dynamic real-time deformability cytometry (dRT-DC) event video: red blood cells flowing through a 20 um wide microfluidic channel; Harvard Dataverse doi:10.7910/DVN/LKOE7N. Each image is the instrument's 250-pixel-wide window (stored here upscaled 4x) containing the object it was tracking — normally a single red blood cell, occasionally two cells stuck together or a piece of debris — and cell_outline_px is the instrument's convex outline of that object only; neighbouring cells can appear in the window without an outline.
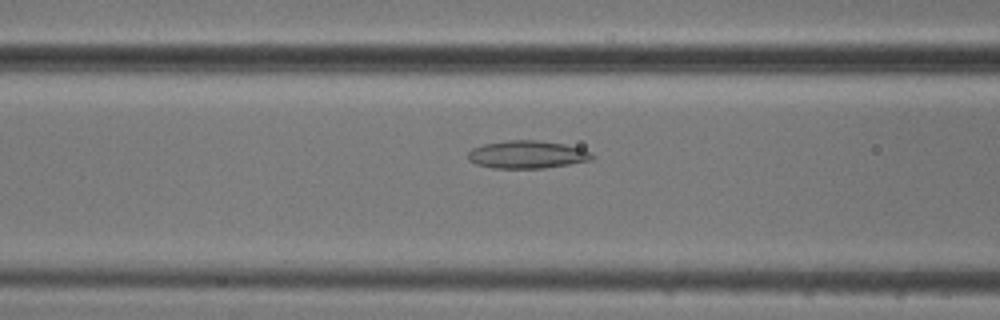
{"species": "common noctule bat (a hibernating species)", "species_latin": "Nyctalus noctula", "temperature_condition": "cold", "stored_images_in_passage": 45, "camera_frame_rate_fps": 3000, "um_per_image_px": 0.085, "animal": {"sex": "male", "body_mass_g": 20.5, "forearm_length_mm": 52.5}, "frame": {"image": 1, "passage_image": 13, "time_ms": 4.0, "image_size_px": [1000, 320], "cell_outline_px": [[596, 156], [592, 160], [544, 168], [492, 168], [476, 164], [468, 160], [468, 152], [472, 148], [484, 144], [508, 140], [536, 140], [564, 144], [580, 148], [592, 152]], "centroid_in_image_um": [44.81, 13.14], "position_along_channel_um": 121.8, "area_um2": 20.11}}
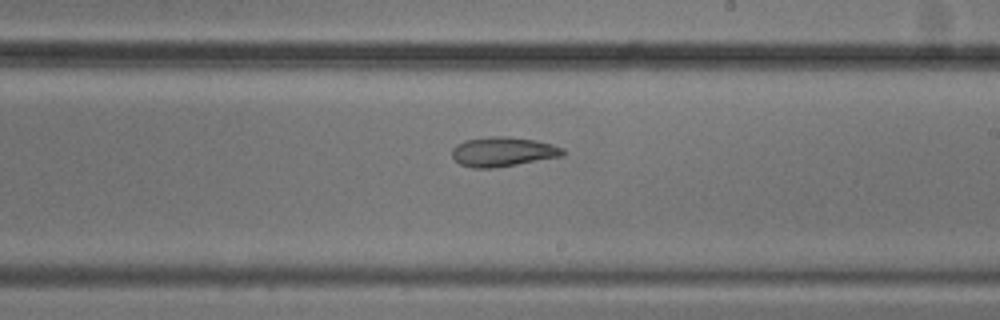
{"frame": {"image": 2, "passage_image": 23, "time_ms": 7.333, "image_size_px": [1000, 320], "cell_outline_px": [[564, 156], [496, 168], [472, 168], [460, 164], [452, 156], [452, 148], [456, 144], [464, 140], [492, 136], [508, 136], [536, 140], [552, 144], [564, 148]], "centroid_in_image_um": [42.75, 12.9], "position_along_channel_um": 246.2, "area_um2": 19.31}}
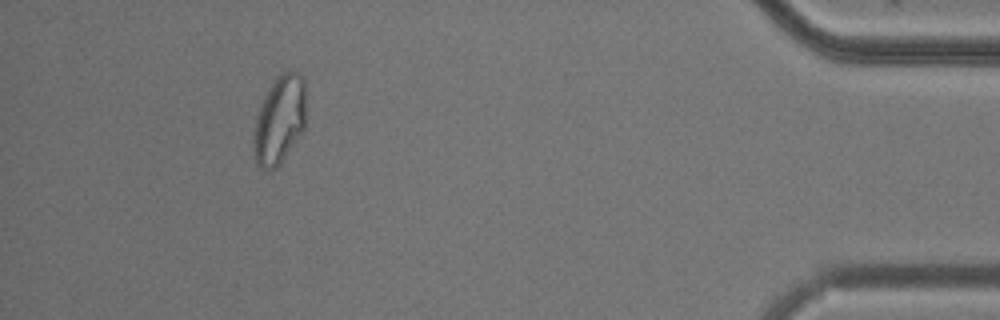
{"frame": {"image": 3, "passage_image": 41, "time_ms": 13.333, "image_size_px": [1000, 320], "cell_outline_px": [[304, 132], [280, 164], [276, 168], [260, 168], [256, 164], [252, 148], [252, 140], [256, 120], [264, 96], [276, 76], [280, 72], [288, 68], [296, 72], [304, 80]], "centroid_in_image_um": [23.75, 10.2], "position_along_channel_um": 411.5, "area_um2": 27.11}, "authors_computed_cell_mechanics": {"area_um2": 21.5594, "velocity_mm_per_s": 3.7369, "shape_relaxation_time_tau1_ms": null, "shape_relaxation_time_tau2_ms": 4.649, "deformation_change_tau1": null, "deformation_change_tau2": 0.0979}}